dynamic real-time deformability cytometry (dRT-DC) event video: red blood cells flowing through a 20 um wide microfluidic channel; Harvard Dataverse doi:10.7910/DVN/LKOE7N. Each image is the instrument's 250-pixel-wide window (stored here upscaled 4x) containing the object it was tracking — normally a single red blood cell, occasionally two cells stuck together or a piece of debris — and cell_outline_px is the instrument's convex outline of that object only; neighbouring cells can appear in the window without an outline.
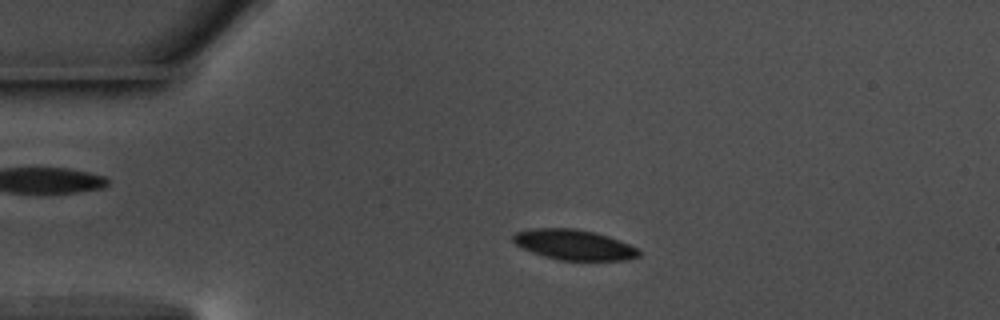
{"species": "common noctule bat (a hibernating species)", "species_latin": "Nyctalus noctula", "temperature_condition": "warm", "stored_images_in_passage": 55, "camera_frame_rate_fps": 3000, "um_per_image_px": 0.085, "animal": {"sex": "male", "body_mass_g": 17.5, "forearm_length_mm": 52.3}, "frame": {"image": 1, "passage_image": 11, "time_ms": 3.333, "image_size_px": [1000, 320], "cell_outline_px": [[640, 256], [624, 260], [560, 260], [544, 256], [532, 252], [516, 244], [512, 240], [512, 236], [516, 232], [536, 228], [576, 228], [596, 232], [620, 240], [636, 248], [640, 252]], "centroid_in_image_um": [48.79, 20.79], "position_along_channel_um": 36.2, "area_um2": 22.08}}
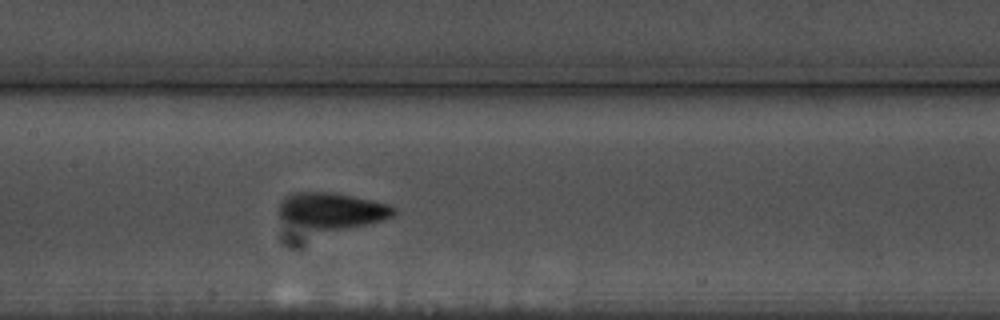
{"frame": {"image": 2, "passage_image": 26, "time_ms": 8.333, "image_size_px": [1000, 320], "cell_outline_px": [[396, 212], [392, 216], [384, 220], [368, 224], [344, 228], [312, 228], [284, 220], [276, 212], [276, 208], [280, 200], [296, 192], [332, 192], [352, 196], [388, 204], [396, 208]], "centroid_in_image_um": [28.21, 17.87], "position_along_channel_um": 179.2, "area_um2": 23.7}}
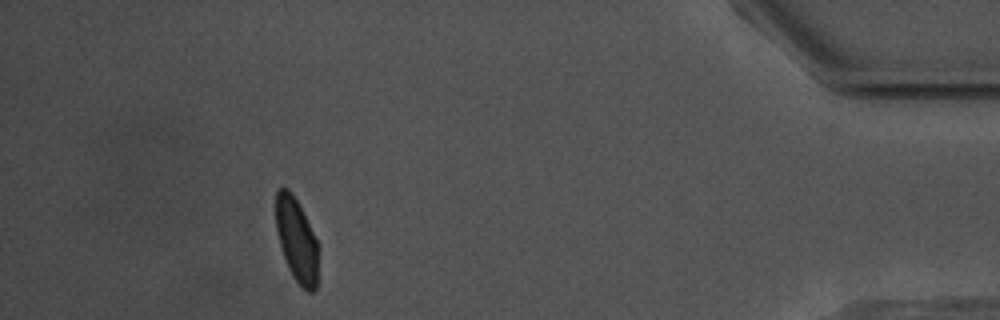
{"frame": {"image": 3, "passage_image": 50, "time_ms": 16.333, "image_size_px": [1000, 320], "cell_outline_px": [[316, 288], [312, 292], [308, 292], [296, 280], [288, 268], [280, 244], [276, 228], [276, 192], [280, 188], [288, 188], [292, 192], [316, 240]], "centroid_in_image_um": [25.17, 20.37], "position_along_channel_um": 410.0, "area_um2": 19.77}, "authors_computed_cell_mechanics": {"area_um2": 22.0796, "velocity_mm_per_s": 3.6091, "shape_relaxation_time_tau1_ms": 2.9924, "shape_relaxation_time_tau2_ms": 2.8032, "deformation_change_tau1": 0.1161, "deformation_change_tau2": 0.0701}}